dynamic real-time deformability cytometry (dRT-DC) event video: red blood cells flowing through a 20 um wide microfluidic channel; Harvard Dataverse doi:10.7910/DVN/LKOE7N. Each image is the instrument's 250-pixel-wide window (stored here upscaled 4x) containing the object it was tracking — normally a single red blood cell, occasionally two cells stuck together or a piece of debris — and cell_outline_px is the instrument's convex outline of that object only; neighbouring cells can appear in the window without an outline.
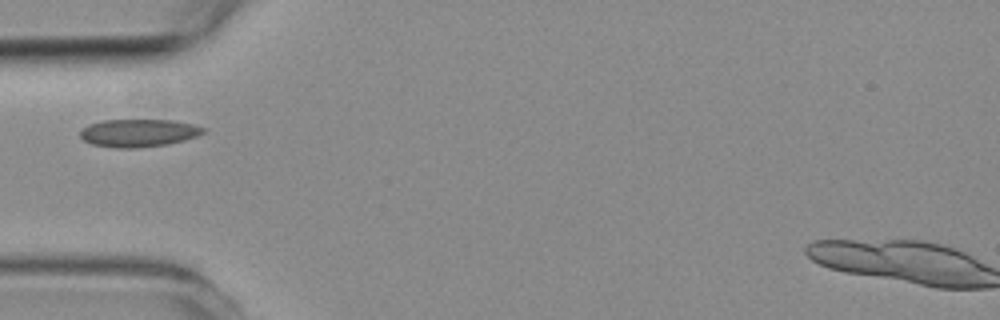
{"species": "common noctule bat (a hibernating species)", "species_latin": "Nyctalus noctula", "temperature_condition": "room temperature", "stored_images_in_passage": 5, "camera_frame_rate_fps": 3000, "um_per_image_px": 0.085, "animal": {"sex": "female", "body_mass_g": 19.3, "forearm_length_mm": 54.1}, "frame": {"image": 1, "passage_image": 4, "time_ms": 3.667, "image_size_px": [1000, 320], "cell_outline_px": [[208, 132], [184, 140], [168, 144], [132, 148], [116, 148], [92, 144], [84, 140], [80, 136], [80, 132], [88, 124], [104, 120], [176, 120], [192, 124], [204, 128]], "centroid_in_image_um": [11.8, 11.29], "position_along_channel_um": 73.2, "area_um2": 19.88}}
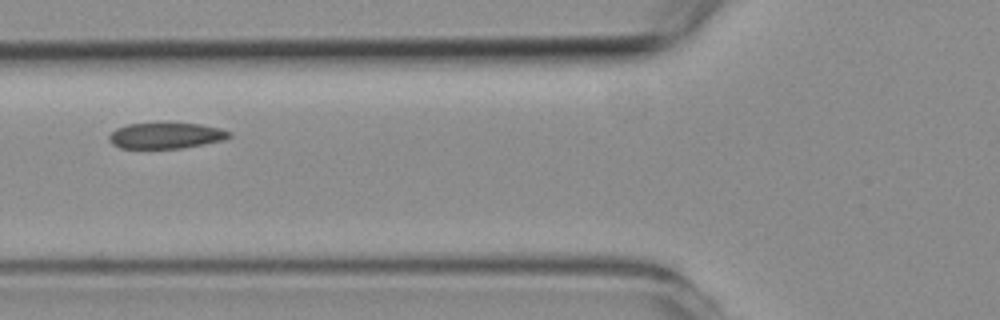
{"frame": {"image": 2, "passage_image": 5, "time_ms": 4.667, "image_size_px": [1000, 320], "cell_outline_px": [[232, 136], [224, 140], [184, 148], [120, 148], [112, 144], [108, 140], [108, 136], [116, 128], [128, 124], [200, 124], [220, 128], [232, 132]], "centroid_in_image_um": [14.12, 11.54], "position_along_channel_um": 111.7, "area_um2": 18.03}}